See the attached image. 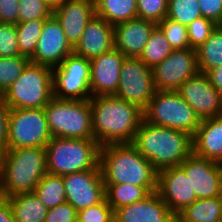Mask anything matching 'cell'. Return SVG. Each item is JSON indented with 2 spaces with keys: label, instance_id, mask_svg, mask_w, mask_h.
Returning a JSON list of instances; mask_svg holds the SVG:
<instances>
[{
  "label": "cell",
  "instance_id": "cell-19",
  "mask_svg": "<svg viewBox=\"0 0 222 222\" xmlns=\"http://www.w3.org/2000/svg\"><path fill=\"white\" fill-rule=\"evenodd\" d=\"M67 41L74 48L87 23L96 15L94 0H70L53 10Z\"/></svg>",
  "mask_w": 222,
  "mask_h": 222
},
{
  "label": "cell",
  "instance_id": "cell-2",
  "mask_svg": "<svg viewBox=\"0 0 222 222\" xmlns=\"http://www.w3.org/2000/svg\"><path fill=\"white\" fill-rule=\"evenodd\" d=\"M99 166L104 184H134L157 191L158 171L131 143L100 147Z\"/></svg>",
  "mask_w": 222,
  "mask_h": 222
},
{
  "label": "cell",
  "instance_id": "cell-43",
  "mask_svg": "<svg viewBox=\"0 0 222 222\" xmlns=\"http://www.w3.org/2000/svg\"><path fill=\"white\" fill-rule=\"evenodd\" d=\"M10 107L0 96V155H2L8 146V128H9Z\"/></svg>",
  "mask_w": 222,
  "mask_h": 222
},
{
  "label": "cell",
  "instance_id": "cell-1",
  "mask_svg": "<svg viewBox=\"0 0 222 222\" xmlns=\"http://www.w3.org/2000/svg\"><path fill=\"white\" fill-rule=\"evenodd\" d=\"M89 102L94 139L100 146L132 143L144 119L143 110L115 96H94Z\"/></svg>",
  "mask_w": 222,
  "mask_h": 222
},
{
  "label": "cell",
  "instance_id": "cell-23",
  "mask_svg": "<svg viewBox=\"0 0 222 222\" xmlns=\"http://www.w3.org/2000/svg\"><path fill=\"white\" fill-rule=\"evenodd\" d=\"M192 143L194 155L222 163V116L201 119Z\"/></svg>",
  "mask_w": 222,
  "mask_h": 222
},
{
  "label": "cell",
  "instance_id": "cell-40",
  "mask_svg": "<svg viewBox=\"0 0 222 222\" xmlns=\"http://www.w3.org/2000/svg\"><path fill=\"white\" fill-rule=\"evenodd\" d=\"M45 222H77V211L69 202L48 209Z\"/></svg>",
  "mask_w": 222,
  "mask_h": 222
},
{
  "label": "cell",
  "instance_id": "cell-41",
  "mask_svg": "<svg viewBox=\"0 0 222 222\" xmlns=\"http://www.w3.org/2000/svg\"><path fill=\"white\" fill-rule=\"evenodd\" d=\"M202 17L222 25V0H198Z\"/></svg>",
  "mask_w": 222,
  "mask_h": 222
},
{
  "label": "cell",
  "instance_id": "cell-36",
  "mask_svg": "<svg viewBox=\"0 0 222 222\" xmlns=\"http://www.w3.org/2000/svg\"><path fill=\"white\" fill-rule=\"evenodd\" d=\"M218 25L207 18L200 17L195 19L187 26L189 48L196 50L211 35Z\"/></svg>",
  "mask_w": 222,
  "mask_h": 222
},
{
  "label": "cell",
  "instance_id": "cell-44",
  "mask_svg": "<svg viewBox=\"0 0 222 222\" xmlns=\"http://www.w3.org/2000/svg\"><path fill=\"white\" fill-rule=\"evenodd\" d=\"M0 222H16L9 200L1 196H0Z\"/></svg>",
  "mask_w": 222,
  "mask_h": 222
},
{
  "label": "cell",
  "instance_id": "cell-33",
  "mask_svg": "<svg viewBox=\"0 0 222 222\" xmlns=\"http://www.w3.org/2000/svg\"><path fill=\"white\" fill-rule=\"evenodd\" d=\"M202 17L198 0H169L167 18L188 26Z\"/></svg>",
  "mask_w": 222,
  "mask_h": 222
},
{
  "label": "cell",
  "instance_id": "cell-30",
  "mask_svg": "<svg viewBox=\"0 0 222 222\" xmlns=\"http://www.w3.org/2000/svg\"><path fill=\"white\" fill-rule=\"evenodd\" d=\"M150 193L144 188L134 184H105V197L113 211L138 202Z\"/></svg>",
  "mask_w": 222,
  "mask_h": 222
},
{
  "label": "cell",
  "instance_id": "cell-26",
  "mask_svg": "<svg viewBox=\"0 0 222 222\" xmlns=\"http://www.w3.org/2000/svg\"><path fill=\"white\" fill-rule=\"evenodd\" d=\"M95 12L96 16L115 26L137 18V0H96Z\"/></svg>",
  "mask_w": 222,
  "mask_h": 222
},
{
  "label": "cell",
  "instance_id": "cell-21",
  "mask_svg": "<svg viewBox=\"0 0 222 222\" xmlns=\"http://www.w3.org/2000/svg\"><path fill=\"white\" fill-rule=\"evenodd\" d=\"M155 22L133 18L114 26V48L125 57L138 58L148 42Z\"/></svg>",
  "mask_w": 222,
  "mask_h": 222
},
{
  "label": "cell",
  "instance_id": "cell-20",
  "mask_svg": "<svg viewBox=\"0 0 222 222\" xmlns=\"http://www.w3.org/2000/svg\"><path fill=\"white\" fill-rule=\"evenodd\" d=\"M115 222H174L176 216L156 192L114 211Z\"/></svg>",
  "mask_w": 222,
  "mask_h": 222
},
{
  "label": "cell",
  "instance_id": "cell-14",
  "mask_svg": "<svg viewBox=\"0 0 222 222\" xmlns=\"http://www.w3.org/2000/svg\"><path fill=\"white\" fill-rule=\"evenodd\" d=\"M200 119L222 116V97L207 74L198 73L177 90Z\"/></svg>",
  "mask_w": 222,
  "mask_h": 222
},
{
  "label": "cell",
  "instance_id": "cell-7",
  "mask_svg": "<svg viewBox=\"0 0 222 222\" xmlns=\"http://www.w3.org/2000/svg\"><path fill=\"white\" fill-rule=\"evenodd\" d=\"M1 97L10 109L44 108L53 98L52 68L30 62Z\"/></svg>",
  "mask_w": 222,
  "mask_h": 222
},
{
  "label": "cell",
  "instance_id": "cell-42",
  "mask_svg": "<svg viewBox=\"0 0 222 222\" xmlns=\"http://www.w3.org/2000/svg\"><path fill=\"white\" fill-rule=\"evenodd\" d=\"M19 0H0V22L3 24L18 23Z\"/></svg>",
  "mask_w": 222,
  "mask_h": 222
},
{
  "label": "cell",
  "instance_id": "cell-24",
  "mask_svg": "<svg viewBox=\"0 0 222 222\" xmlns=\"http://www.w3.org/2000/svg\"><path fill=\"white\" fill-rule=\"evenodd\" d=\"M222 218V196L201 198L176 215L178 222H216Z\"/></svg>",
  "mask_w": 222,
  "mask_h": 222
},
{
  "label": "cell",
  "instance_id": "cell-9",
  "mask_svg": "<svg viewBox=\"0 0 222 222\" xmlns=\"http://www.w3.org/2000/svg\"><path fill=\"white\" fill-rule=\"evenodd\" d=\"M52 93L60 100L90 99V60L73 52L52 68Z\"/></svg>",
  "mask_w": 222,
  "mask_h": 222
},
{
  "label": "cell",
  "instance_id": "cell-11",
  "mask_svg": "<svg viewBox=\"0 0 222 222\" xmlns=\"http://www.w3.org/2000/svg\"><path fill=\"white\" fill-rule=\"evenodd\" d=\"M156 92L152 69L139 58L126 57L120 70L115 97L145 110Z\"/></svg>",
  "mask_w": 222,
  "mask_h": 222
},
{
  "label": "cell",
  "instance_id": "cell-31",
  "mask_svg": "<svg viewBox=\"0 0 222 222\" xmlns=\"http://www.w3.org/2000/svg\"><path fill=\"white\" fill-rule=\"evenodd\" d=\"M46 20H31L16 24L19 52L30 58L36 50L38 39Z\"/></svg>",
  "mask_w": 222,
  "mask_h": 222
},
{
  "label": "cell",
  "instance_id": "cell-6",
  "mask_svg": "<svg viewBox=\"0 0 222 222\" xmlns=\"http://www.w3.org/2000/svg\"><path fill=\"white\" fill-rule=\"evenodd\" d=\"M44 111L52 137L94 139L89 99L60 100L53 97Z\"/></svg>",
  "mask_w": 222,
  "mask_h": 222
},
{
  "label": "cell",
  "instance_id": "cell-16",
  "mask_svg": "<svg viewBox=\"0 0 222 222\" xmlns=\"http://www.w3.org/2000/svg\"><path fill=\"white\" fill-rule=\"evenodd\" d=\"M71 53L73 47L67 41L61 23L52 15L45 21L30 62L54 68Z\"/></svg>",
  "mask_w": 222,
  "mask_h": 222
},
{
  "label": "cell",
  "instance_id": "cell-32",
  "mask_svg": "<svg viewBox=\"0 0 222 222\" xmlns=\"http://www.w3.org/2000/svg\"><path fill=\"white\" fill-rule=\"evenodd\" d=\"M30 63V58L20 55L16 57H0V96H2Z\"/></svg>",
  "mask_w": 222,
  "mask_h": 222
},
{
  "label": "cell",
  "instance_id": "cell-37",
  "mask_svg": "<svg viewBox=\"0 0 222 222\" xmlns=\"http://www.w3.org/2000/svg\"><path fill=\"white\" fill-rule=\"evenodd\" d=\"M169 0H137V17L155 22H161L167 17Z\"/></svg>",
  "mask_w": 222,
  "mask_h": 222
},
{
  "label": "cell",
  "instance_id": "cell-18",
  "mask_svg": "<svg viewBox=\"0 0 222 222\" xmlns=\"http://www.w3.org/2000/svg\"><path fill=\"white\" fill-rule=\"evenodd\" d=\"M125 56L116 48L90 60L91 95L115 96Z\"/></svg>",
  "mask_w": 222,
  "mask_h": 222
},
{
  "label": "cell",
  "instance_id": "cell-34",
  "mask_svg": "<svg viewBox=\"0 0 222 222\" xmlns=\"http://www.w3.org/2000/svg\"><path fill=\"white\" fill-rule=\"evenodd\" d=\"M157 26L163 31L173 50L189 48L187 26L167 17L157 23Z\"/></svg>",
  "mask_w": 222,
  "mask_h": 222
},
{
  "label": "cell",
  "instance_id": "cell-22",
  "mask_svg": "<svg viewBox=\"0 0 222 222\" xmlns=\"http://www.w3.org/2000/svg\"><path fill=\"white\" fill-rule=\"evenodd\" d=\"M114 48V26L105 19L94 16L83 31L73 52L91 60Z\"/></svg>",
  "mask_w": 222,
  "mask_h": 222
},
{
  "label": "cell",
  "instance_id": "cell-45",
  "mask_svg": "<svg viewBox=\"0 0 222 222\" xmlns=\"http://www.w3.org/2000/svg\"><path fill=\"white\" fill-rule=\"evenodd\" d=\"M207 75L211 84L218 90L222 97V65L211 69Z\"/></svg>",
  "mask_w": 222,
  "mask_h": 222
},
{
  "label": "cell",
  "instance_id": "cell-4",
  "mask_svg": "<svg viewBox=\"0 0 222 222\" xmlns=\"http://www.w3.org/2000/svg\"><path fill=\"white\" fill-rule=\"evenodd\" d=\"M46 173L45 147L7 149L0 155V196L32 193Z\"/></svg>",
  "mask_w": 222,
  "mask_h": 222
},
{
  "label": "cell",
  "instance_id": "cell-27",
  "mask_svg": "<svg viewBox=\"0 0 222 222\" xmlns=\"http://www.w3.org/2000/svg\"><path fill=\"white\" fill-rule=\"evenodd\" d=\"M198 69L207 74L222 65V25H218L210 37L196 49Z\"/></svg>",
  "mask_w": 222,
  "mask_h": 222
},
{
  "label": "cell",
  "instance_id": "cell-15",
  "mask_svg": "<svg viewBox=\"0 0 222 222\" xmlns=\"http://www.w3.org/2000/svg\"><path fill=\"white\" fill-rule=\"evenodd\" d=\"M179 167L190 179L197 199L222 196V163L204 159L193 153Z\"/></svg>",
  "mask_w": 222,
  "mask_h": 222
},
{
  "label": "cell",
  "instance_id": "cell-46",
  "mask_svg": "<svg viewBox=\"0 0 222 222\" xmlns=\"http://www.w3.org/2000/svg\"><path fill=\"white\" fill-rule=\"evenodd\" d=\"M42 1L45 2L48 6H50L54 10L60 5H63L70 0H42Z\"/></svg>",
  "mask_w": 222,
  "mask_h": 222
},
{
  "label": "cell",
  "instance_id": "cell-39",
  "mask_svg": "<svg viewBox=\"0 0 222 222\" xmlns=\"http://www.w3.org/2000/svg\"><path fill=\"white\" fill-rule=\"evenodd\" d=\"M114 219V211L105 198L97 205L77 212V222H111Z\"/></svg>",
  "mask_w": 222,
  "mask_h": 222
},
{
  "label": "cell",
  "instance_id": "cell-38",
  "mask_svg": "<svg viewBox=\"0 0 222 222\" xmlns=\"http://www.w3.org/2000/svg\"><path fill=\"white\" fill-rule=\"evenodd\" d=\"M16 25L0 24V57L20 56Z\"/></svg>",
  "mask_w": 222,
  "mask_h": 222
},
{
  "label": "cell",
  "instance_id": "cell-35",
  "mask_svg": "<svg viewBox=\"0 0 222 222\" xmlns=\"http://www.w3.org/2000/svg\"><path fill=\"white\" fill-rule=\"evenodd\" d=\"M52 15L53 9L42 0H19L18 23L46 20Z\"/></svg>",
  "mask_w": 222,
  "mask_h": 222
},
{
  "label": "cell",
  "instance_id": "cell-29",
  "mask_svg": "<svg viewBox=\"0 0 222 222\" xmlns=\"http://www.w3.org/2000/svg\"><path fill=\"white\" fill-rule=\"evenodd\" d=\"M173 48L165 38L163 31L156 26L138 57L147 67L153 69L163 62L171 53Z\"/></svg>",
  "mask_w": 222,
  "mask_h": 222
},
{
  "label": "cell",
  "instance_id": "cell-12",
  "mask_svg": "<svg viewBox=\"0 0 222 222\" xmlns=\"http://www.w3.org/2000/svg\"><path fill=\"white\" fill-rule=\"evenodd\" d=\"M152 72L156 91H176L186 80L199 73L196 50H173Z\"/></svg>",
  "mask_w": 222,
  "mask_h": 222
},
{
  "label": "cell",
  "instance_id": "cell-28",
  "mask_svg": "<svg viewBox=\"0 0 222 222\" xmlns=\"http://www.w3.org/2000/svg\"><path fill=\"white\" fill-rule=\"evenodd\" d=\"M33 193L48 208L67 202L63 176L46 173L38 182Z\"/></svg>",
  "mask_w": 222,
  "mask_h": 222
},
{
  "label": "cell",
  "instance_id": "cell-3",
  "mask_svg": "<svg viewBox=\"0 0 222 222\" xmlns=\"http://www.w3.org/2000/svg\"><path fill=\"white\" fill-rule=\"evenodd\" d=\"M131 144L157 171L178 167L193 153L191 135L172 128L149 124L144 119Z\"/></svg>",
  "mask_w": 222,
  "mask_h": 222
},
{
  "label": "cell",
  "instance_id": "cell-25",
  "mask_svg": "<svg viewBox=\"0 0 222 222\" xmlns=\"http://www.w3.org/2000/svg\"><path fill=\"white\" fill-rule=\"evenodd\" d=\"M16 222H45L48 208L32 193L7 197Z\"/></svg>",
  "mask_w": 222,
  "mask_h": 222
},
{
  "label": "cell",
  "instance_id": "cell-8",
  "mask_svg": "<svg viewBox=\"0 0 222 222\" xmlns=\"http://www.w3.org/2000/svg\"><path fill=\"white\" fill-rule=\"evenodd\" d=\"M143 113L149 124L186 132L192 137L201 122L177 91H156Z\"/></svg>",
  "mask_w": 222,
  "mask_h": 222
},
{
  "label": "cell",
  "instance_id": "cell-13",
  "mask_svg": "<svg viewBox=\"0 0 222 222\" xmlns=\"http://www.w3.org/2000/svg\"><path fill=\"white\" fill-rule=\"evenodd\" d=\"M66 199L77 212L97 205L105 197L101 169H91L63 176Z\"/></svg>",
  "mask_w": 222,
  "mask_h": 222
},
{
  "label": "cell",
  "instance_id": "cell-5",
  "mask_svg": "<svg viewBox=\"0 0 222 222\" xmlns=\"http://www.w3.org/2000/svg\"><path fill=\"white\" fill-rule=\"evenodd\" d=\"M100 147L95 139L52 137L45 146L47 172L64 176L100 169Z\"/></svg>",
  "mask_w": 222,
  "mask_h": 222
},
{
  "label": "cell",
  "instance_id": "cell-17",
  "mask_svg": "<svg viewBox=\"0 0 222 222\" xmlns=\"http://www.w3.org/2000/svg\"><path fill=\"white\" fill-rule=\"evenodd\" d=\"M157 193L175 216L197 200L190 179L179 166L158 171Z\"/></svg>",
  "mask_w": 222,
  "mask_h": 222
},
{
  "label": "cell",
  "instance_id": "cell-10",
  "mask_svg": "<svg viewBox=\"0 0 222 222\" xmlns=\"http://www.w3.org/2000/svg\"><path fill=\"white\" fill-rule=\"evenodd\" d=\"M51 138L44 108L10 109L7 149L45 147Z\"/></svg>",
  "mask_w": 222,
  "mask_h": 222
}]
</instances>
